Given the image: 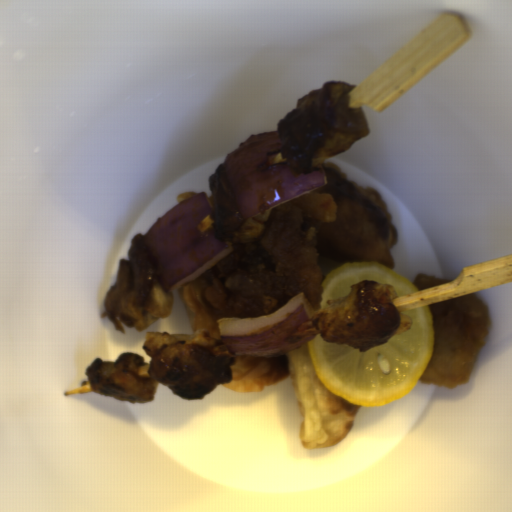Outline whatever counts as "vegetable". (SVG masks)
Instances as JSON below:
<instances>
[{
	"label": "vegetable",
	"mask_w": 512,
	"mask_h": 512,
	"mask_svg": "<svg viewBox=\"0 0 512 512\" xmlns=\"http://www.w3.org/2000/svg\"><path fill=\"white\" fill-rule=\"evenodd\" d=\"M213 205L206 192L196 193L165 213L143 236L155 272L174 292L231 254V241L217 240Z\"/></svg>",
	"instance_id": "vegetable-1"
},
{
	"label": "vegetable",
	"mask_w": 512,
	"mask_h": 512,
	"mask_svg": "<svg viewBox=\"0 0 512 512\" xmlns=\"http://www.w3.org/2000/svg\"><path fill=\"white\" fill-rule=\"evenodd\" d=\"M277 129L252 134L228 153L225 179L245 221L327 184L322 165L297 173L281 156Z\"/></svg>",
	"instance_id": "vegetable-2"
},
{
	"label": "vegetable",
	"mask_w": 512,
	"mask_h": 512,
	"mask_svg": "<svg viewBox=\"0 0 512 512\" xmlns=\"http://www.w3.org/2000/svg\"><path fill=\"white\" fill-rule=\"evenodd\" d=\"M315 310L302 291L278 310L257 317H221L219 341L230 355L272 358L285 355L314 340Z\"/></svg>",
	"instance_id": "vegetable-3"
}]
</instances>
